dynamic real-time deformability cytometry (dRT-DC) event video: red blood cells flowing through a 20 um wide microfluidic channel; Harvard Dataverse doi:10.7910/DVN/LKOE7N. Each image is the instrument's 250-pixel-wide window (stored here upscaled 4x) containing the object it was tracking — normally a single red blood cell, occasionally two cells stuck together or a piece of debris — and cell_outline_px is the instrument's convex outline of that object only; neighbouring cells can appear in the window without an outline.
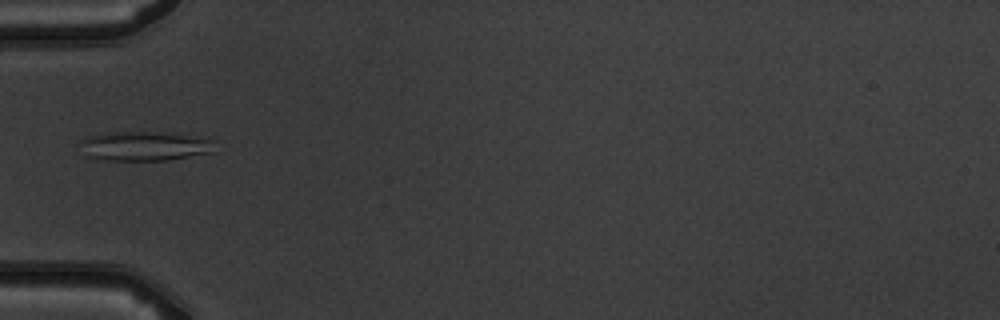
{"species": "common noctule bat (a hibernating species)", "species_latin": "Nyctalus noctula", "temperature_condition": "warm", "stored_images_in_passage": 6, "camera_frame_rate_fps": 3000, "um_per_image_px": 0.085, "animal": {"sex": "male", "body_mass_g": 19.5, "forearm_length_mm": 54.6}, "frame": {"image": 1, "passage_image": 6, "time_ms": 5.667, "image_size_px": [1000, 320], "cell_outline_px": [[212, 152], [168, 160], [104, 160], [88, 156], [76, 144], [80, 140], [88, 136], [108, 132], [144, 132], [180, 136], [212, 140]], "centroid_in_image_um": [12.11, 12.44], "position_along_channel_um": 72.9, "area_um2": 22.31}}